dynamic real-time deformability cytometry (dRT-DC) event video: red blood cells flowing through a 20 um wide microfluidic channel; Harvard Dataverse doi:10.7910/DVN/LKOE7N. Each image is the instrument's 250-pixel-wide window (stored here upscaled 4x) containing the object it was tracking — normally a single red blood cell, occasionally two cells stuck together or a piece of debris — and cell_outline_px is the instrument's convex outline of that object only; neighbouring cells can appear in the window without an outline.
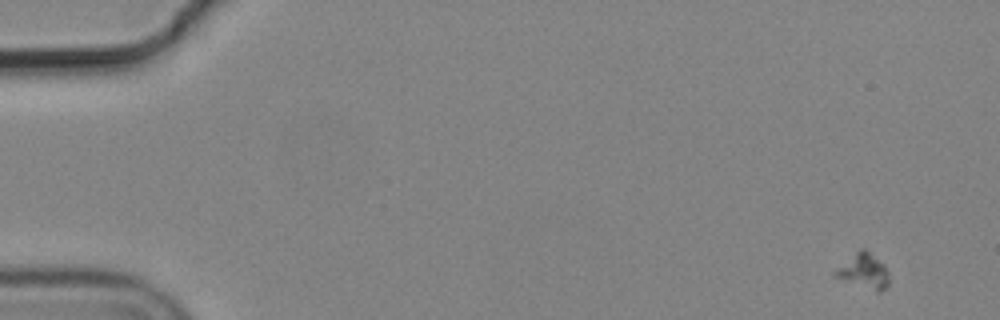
{"species": "common noctule bat (a hibernating species)", "species_latin": "Nyctalus noctula", "temperature_condition": "cold", "stored_images_in_passage": 8, "camera_frame_rate_fps": 3000, "um_per_image_px": 0.085, "animal": {"sex": "male", "body_mass_g": 19.2, "forearm_length_mm": 51.8}, "frame": {"image": 1, "passage_image": 1, "time_ms": 0.0, "image_size_px": [1000, 320], "cell_outline_px": [[888, 284], [880, 292], [876, 292], [836, 276], [832, 272], [860, 248], [864, 248], [884, 264], [888, 272]], "centroid_in_image_um": [73.44, 23.03], "position_along_channel_um": 11.6, "area_um2": 10.58}}